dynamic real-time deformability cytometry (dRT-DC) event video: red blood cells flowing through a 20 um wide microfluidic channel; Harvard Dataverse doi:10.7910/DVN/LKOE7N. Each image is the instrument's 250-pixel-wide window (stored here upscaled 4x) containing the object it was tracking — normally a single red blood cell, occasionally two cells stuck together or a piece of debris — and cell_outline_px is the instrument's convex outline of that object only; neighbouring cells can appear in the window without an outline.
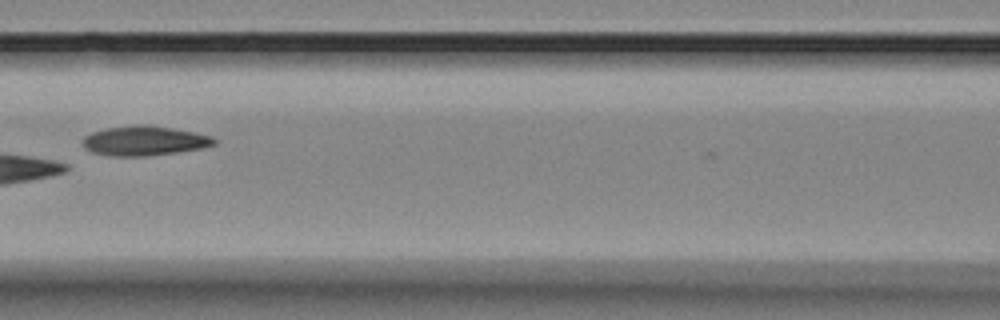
{"species": "Egyptian fruit bat (a non-hibernating species)", "species_latin": "Rousettus aegyptiacus", "temperature_condition": "room temperature", "stored_images_in_passage": 5, "camera_frame_rate_fps": 3000, "um_per_image_px": 0.085, "animal": {"sex": "female"}, "frame": {"image": 1, "passage_image": 5, "time_ms": 4.667, "image_size_px": [1000, 320], "cell_outline_px": [[216, 144], [204, 148], [176, 152], [144, 156], [112, 156], [92, 152], [84, 148], [84, 136], [92, 132], [104, 128], [136, 124], [148, 124], [196, 132], [212, 136], [216, 140]], "centroid_in_image_um": [12.29, 11.95], "position_along_channel_um": 154.3, "area_um2": 22.83}}